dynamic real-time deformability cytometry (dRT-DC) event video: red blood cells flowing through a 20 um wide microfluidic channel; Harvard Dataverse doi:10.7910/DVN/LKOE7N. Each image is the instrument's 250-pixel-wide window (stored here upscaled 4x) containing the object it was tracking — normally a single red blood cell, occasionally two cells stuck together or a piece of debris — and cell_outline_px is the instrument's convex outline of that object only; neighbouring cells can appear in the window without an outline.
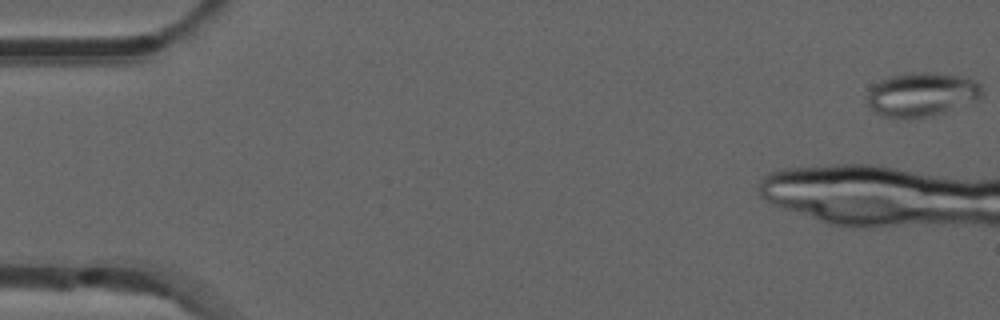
{"species": "common noctule bat (a hibernating species)", "species_latin": "Nyctalus noctula", "temperature_condition": "room temperature", "stored_images_in_passage": 37, "camera_frame_rate_fps": 3000, "um_per_image_px": 0.085, "animal": {"sex": "male", "forearm_length_mm": 52.5}, "frame": {"image": 1, "passage_image": 1, "time_ms": 0.0, "image_size_px": [1000, 320], "cell_outline_px": [[984, 96], [976, 100], [944, 112], [932, 116], [884, 116], [868, 108], [868, 92], [880, 80], [892, 76], [908, 72], [936, 72], [968, 76], [976, 80], [980, 84], [984, 92]], "centroid_in_image_um": [78.42, 7.98], "position_along_channel_um": 6.6, "area_um2": 29.36}}